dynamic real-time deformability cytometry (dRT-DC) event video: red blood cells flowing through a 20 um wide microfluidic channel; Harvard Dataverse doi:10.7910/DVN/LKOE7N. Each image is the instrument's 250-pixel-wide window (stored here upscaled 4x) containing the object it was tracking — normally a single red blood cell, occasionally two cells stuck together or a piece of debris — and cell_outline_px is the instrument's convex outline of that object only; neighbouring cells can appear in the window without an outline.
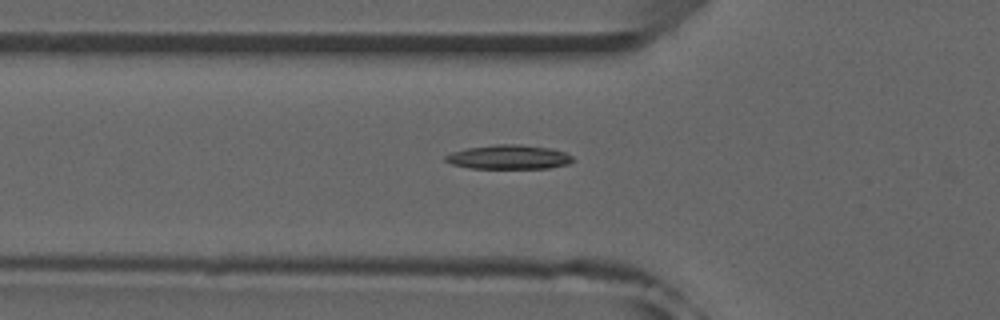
{"species": "common noctule bat (a hibernating species)", "species_latin": "Nyctalus noctula", "temperature_condition": "room temperature", "stored_images_in_passage": 44, "camera_frame_rate_fps": 3000, "um_per_image_px": 0.085, "animal": {"sex": "male", "forearm_length_mm": 52.5}, "frame": {"image": 1, "passage_image": 13, "time_ms": 4.0, "image_size_px": [1000, 320], "cell_outline_px": [[572, 160], [568, 164], [548, 168], [468, 168], [452, 164], [444, 160], [444, 156], [452, 152], [464, 148], [496, 144], [520, 144], [552, 148], [564, 152], [572, 156]], "centroid_in_image_um": [43.21, 13.34], "position_along_channel_um": 82.6, "area_um2": 18.03}}
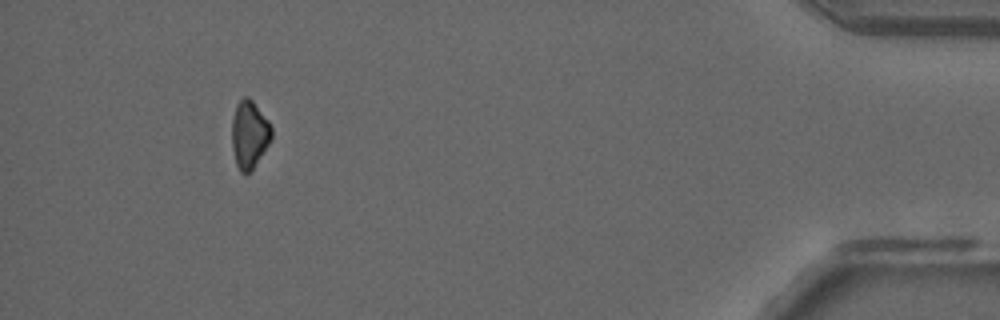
{"frame": {"image": 2, "passage_image": 43, "time_ms": 14.0, "image_size_px": [1000, 320], "cell_outline_px": [[272, 136], [268, 144], [252, 168], [244, 176], [240, 172], [236, 164], [232, 148], [232, 120], [236, 104], [244, 96], [248, 96], [252, 100], [268, 120], [272, 128]], "centroid_in_image_um": [21.17, 11.41], "position_along_channel_um": 414.0, "area_um2": 15.49}}